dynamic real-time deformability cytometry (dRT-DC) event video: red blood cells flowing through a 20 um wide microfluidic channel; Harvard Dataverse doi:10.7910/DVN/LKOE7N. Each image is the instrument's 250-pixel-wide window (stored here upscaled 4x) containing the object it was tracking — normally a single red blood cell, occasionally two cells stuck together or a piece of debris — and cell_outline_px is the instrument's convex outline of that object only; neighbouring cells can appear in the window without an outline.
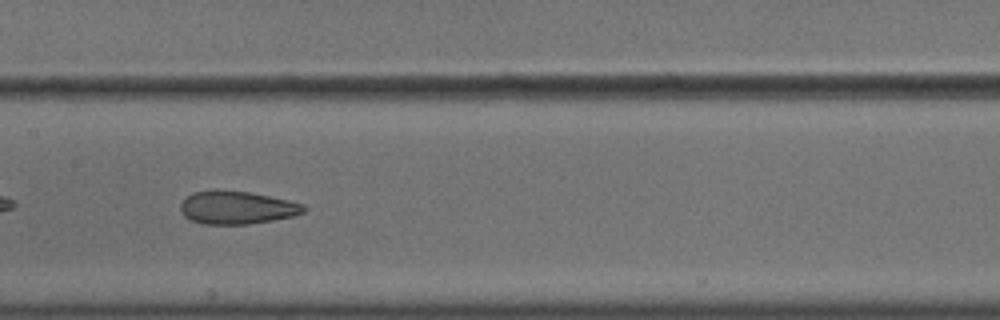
{"species": "common noctule bat (a hibernating species)", "species_latin": "Nyctalus noctula", "temperature_condition": "cold", "stored_images_in_passage": 39, "camera_frame_rate_fps": 3000, "um_per_image_px": 0.085, "animal": {"sex": "male", "body_mass_g": 18.8}, "frame": {"image": 1, "passage_image": 12, "time_ms": 3.667, "image_size_px": [1000, 320], "cell_outline_px": [[308, 208], [304, 212], [292, 216], [272, 220], [248, 224], [204, 224], [192, 220], [184, 216], [180, 208], [180, 204], [192, 192], [216, 188], [248, 192], [288, 200], [304, 204]], "centroid_in_image_um": [20.12, 17.62], "position_along_channel_um": 187.3, "area_um2": 23.81}, "authors_computed_cell_mechanics": {"area_um2": 24.276, "velocity_mm_per_s": 3.6288, "shape_relaxation_time_tau1_ms": null, "shape_relaxation_time_tau2_ms": 1.4181, "deformation_change_tau1": null, "deformation_change_tau2": 0.0798}}